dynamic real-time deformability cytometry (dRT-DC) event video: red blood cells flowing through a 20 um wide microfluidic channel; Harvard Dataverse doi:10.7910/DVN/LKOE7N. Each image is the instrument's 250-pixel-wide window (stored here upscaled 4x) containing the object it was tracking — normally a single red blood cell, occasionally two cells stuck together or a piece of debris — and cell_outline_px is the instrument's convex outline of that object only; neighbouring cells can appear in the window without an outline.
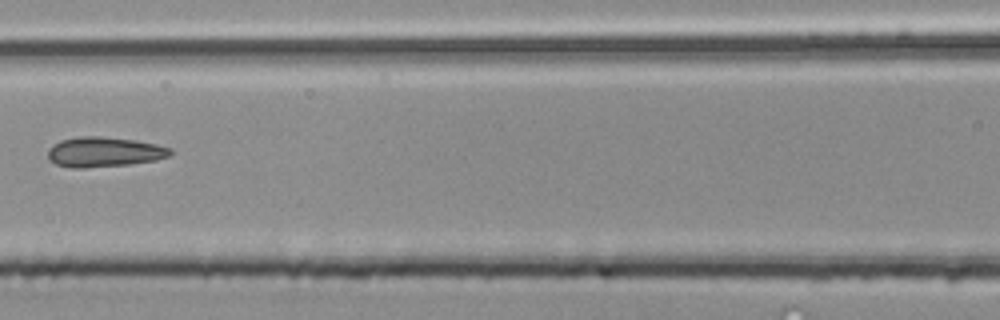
{"species": "common noctule bat (a hibernating species)", "species_latin": "Nyctalus noctula", "temperature_condition": "room temperature", "stored_images_in_passage": 6, "camera_frame_rate_fps": 3000, "um_per_image_px": 0.085, "animal": {"sex": "male", "body_mass_g": 20.4}, "frame": {"image": 1, "passage_image": 6, "time_ms": 1.667, "image_size_px": [1000, 320], "cell_outline_px": [[172, 152], [168, 156], [156, 160], [128, 164], [84, 168], [72, 168], [56, 164], [48, 156], [48, 152], [60, 140], [80, 136], [100, 136], [136, 140], [156, 144], [172, 148]], "centroid_in_image_um": [8.89, 12.91], "position_along_channel_um": 157.7, "area_um2": 21.15}}